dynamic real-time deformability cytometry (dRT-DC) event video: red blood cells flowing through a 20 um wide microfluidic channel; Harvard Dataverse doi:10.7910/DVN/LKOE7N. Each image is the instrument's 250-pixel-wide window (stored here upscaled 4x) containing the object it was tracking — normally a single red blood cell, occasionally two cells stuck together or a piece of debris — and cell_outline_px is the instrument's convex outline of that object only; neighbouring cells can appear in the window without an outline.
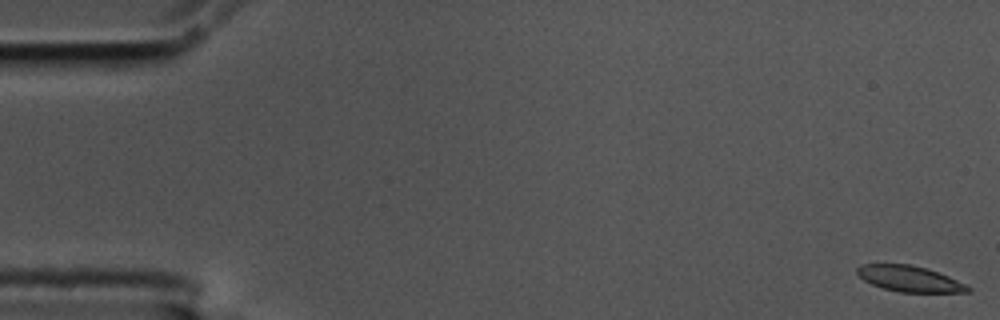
{"species": "common noctule bat (a hibernating species)", "species_latin": "Nyctalus noctula", "temperature_condition": "cold", "stored_images_in_passage": 53, "camera_frame_rate_fps": 3000, "um_per_image_px": 0.085, "animal": {"sex": "male", "body_mass_g": 17.5, "forearm_length_mm": 52.3}, "frame": {"image": 1, "passage_image": 1, "time_ms": 0.0, "image_size_px": [1000, 320], "cell_outline_px": [[972, 288], [968, 292], [900, 292], [884, 288], [872, 284], [864, 280], [856, 272], [856, 268], [860, 264], [908, 264], [924, 268], [948, 276]], "centroid_in_image_um": [77.27, 23.69], "position_along_channel_um": 7.7, "area_um2": 16.36}}
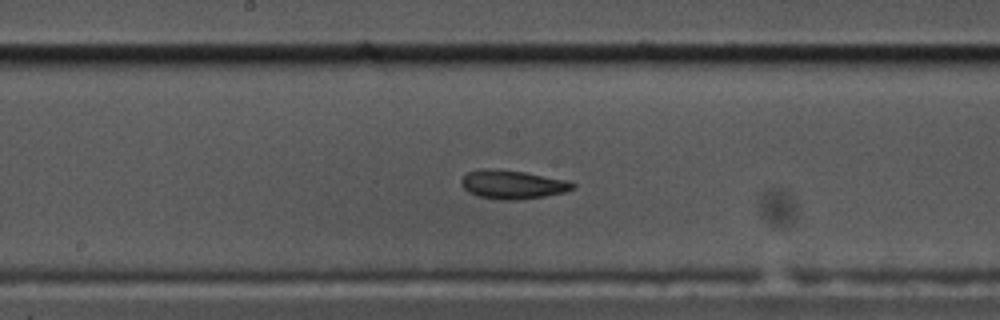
{"frame": {"image": 2, "passage_image": 30, "time_ms": 9.667, "image_size_px": [1000, 320], "cell_outline_px": [[576, 188], [564, 192], [544, 196], [512, 200], [500, 200], [476, 196], [468, 192], [460, 184], [460, 180], [468, 172], [480, 168], [492, 168], [524, 172], [568, 180], [576, 184]], "centroid_in_image_um": [43.54, 15.68], "position_along_channel_um": 204.7, "area_um2": 18.79}}
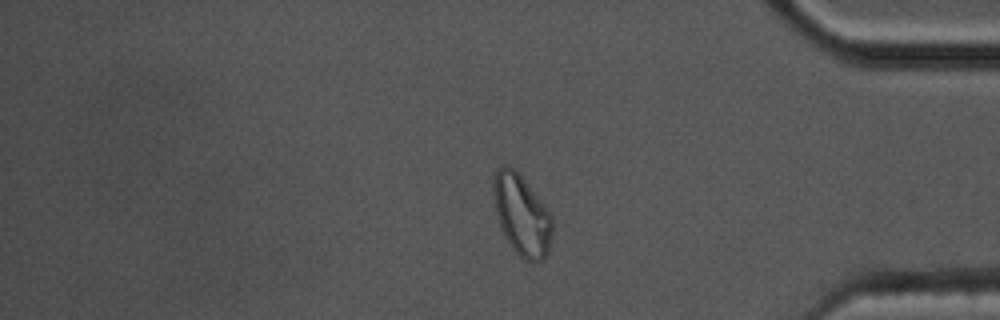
{"frame": {"image": 3, "passage_image": 48, "time_ms": 15.667, "image_size_px": [1000, 320], "cell_outline_px": [[552, 232], [548, 252], [540, 260], [524, 260], [512, 248], [504, 236], [496, 216], [492, 192], [492, 176], [496, 168], [504, 164], [508, 164], [524, 180], [552, 216]], "centroid_in_image_um": [44.29, 18.24], "position_along_channel_um": 390.9, "area_um2": 27.57}, "authors_computed_cell_mechanics": {"area_um2": 18.1492, "velocity_mm_per_s": 3.4905, "shape_relaxation_time_tau1_ms": 6.0862, "shape_relaxation_time_tau2_ms": 5.2736, "deformation_change_tau1": 0.1479, "deformation_change_tau2": 0.0943}}